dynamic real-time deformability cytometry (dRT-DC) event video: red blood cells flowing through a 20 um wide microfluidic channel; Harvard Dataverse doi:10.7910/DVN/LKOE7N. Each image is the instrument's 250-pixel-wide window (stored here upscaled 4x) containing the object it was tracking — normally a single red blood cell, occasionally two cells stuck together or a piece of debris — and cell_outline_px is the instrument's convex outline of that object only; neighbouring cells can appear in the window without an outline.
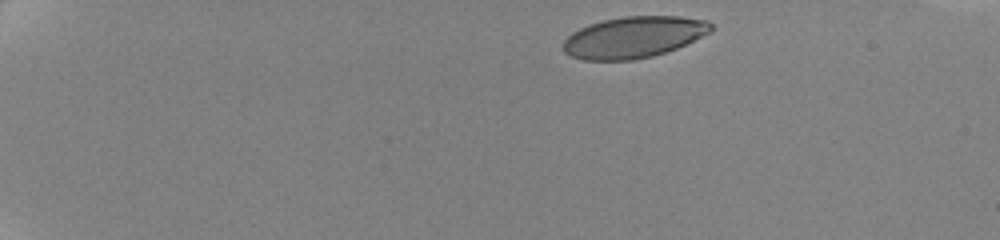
{"species": "human", "species_latin": "Homo sapiens", "temperature_condition": "cold", "stored_images_in_passage": 31, "camera_frame_rate_fps": 3000, "um_per_image_px": 0.085, "donor": {"sex": "female"}, "frame": {"image": 1, "passage_image": 1, "time_ms": 0.0, "image_size_px": [1000, 240], "cell_outline_px": [[712, 32], [676, 48], [652, 56], [632, 60], [584, 60], [572, 56], [564, 52], [564, 40], [572, 32], [588, 24], [604, 20], [624, 16], [680, 16], [708, 20], [712, 24]], "centroid_in_image_um": [53.88, 3.15], "position_along_channel_um": 31.1, "area_um2": 35.55}}
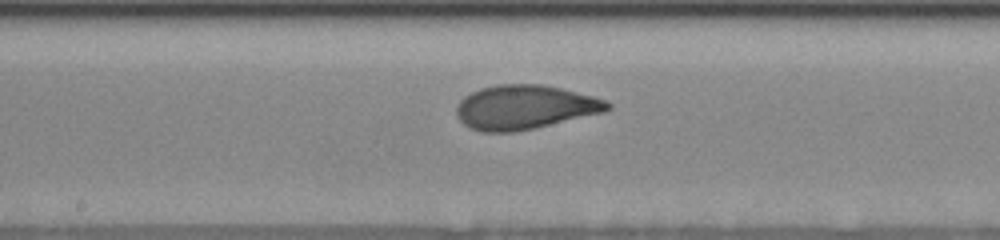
{"frame": {"image": 2, "passage_image": 16, "time_ms": 8.0, "image_size_px": [1000, 240], "cell_outline_px": [[612, 108], [604, 112], [536, 128], [512, 132], [480, 132], [468, 128], [456, 116], [456, 104], [464, 96], [480, 88], [500, 84], [540, 84], [560, 88], [592, 96], [604, 100], [612, 104]], "centroid_in_image_um": [44.57, 9.12], "position_along_channel_um": 203.6, "area_um2": 39.02}}
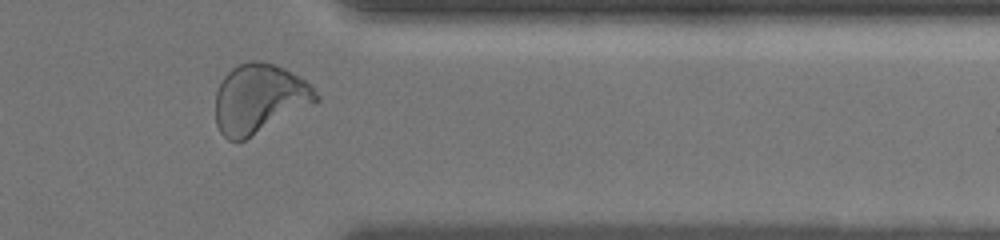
{"frame": {"image": 3, "passage_image": 28, "time_ms": 13.333, "image_size_px": [1000, 240], "cell_outline_px": [[320, 100], [244, 140], [236, 144], [228, 140], [220, 132], [216, 124], [216, 92], [224, 76], [232, 68], [248, 60], [256, 60], [272, 64], [284, 68], [312, 84], [320, 96]], "centroid_in_image_um": [22.03, 8.39], "position_along_channel_um": 389.4, "area_um2": 40.52}, "authors_computed_cell_mechanics": {"area_um2": 38.5526, "velocity_mm_per_s": 3.5157, "shape_relaxation_time_tau1_ms": 4.1347, "shape_relaxation_time_tau2_ms": null, "deformation_change_tau1": 0.1412, "deformation_change_tau2": null}}